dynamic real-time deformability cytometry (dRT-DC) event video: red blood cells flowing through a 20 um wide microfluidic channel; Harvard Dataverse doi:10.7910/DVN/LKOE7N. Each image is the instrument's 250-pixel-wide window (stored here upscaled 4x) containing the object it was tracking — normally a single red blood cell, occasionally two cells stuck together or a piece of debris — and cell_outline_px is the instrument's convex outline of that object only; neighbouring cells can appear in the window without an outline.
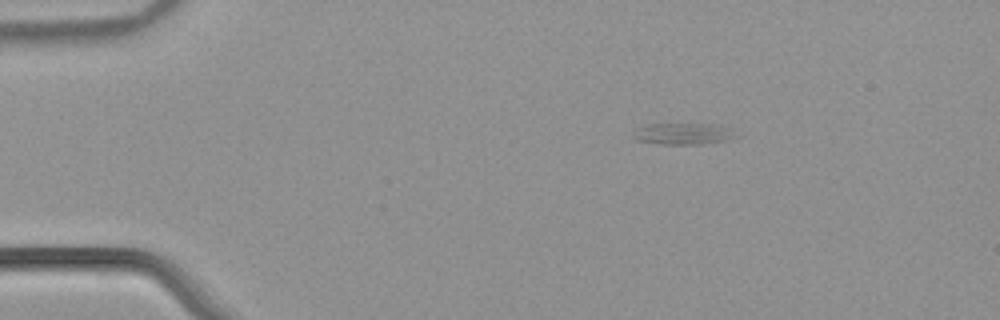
{"species": "common noctule bat (a hibernating species)", "species_latin": "Nyctalus noctula", "temperature_condition": "warm", "stored_images_in_passage": 46, "camera_frame_rate_fps": 3000, "um_per_image_px": 0.085, "animal": {"sex": "male", "body_mass_g": 21.5, "forearm_length_mm": 52.0}, "frame": {"image": 1, "passage_image": 1, "time_ms": 0.0, "image_size_px": [1000, 320], "cell_outline_px": [[740, 136], [728, 140], [704, 144], [656, 144], [636, 140], [632, 136], [632, 132], [640, 128], [652, 124], [716, 124], [732, 128]], "centroid_in_image_um": [58.16, 11.38], "position_along_channel_um": 26.8, "area_um2": 13.06}}
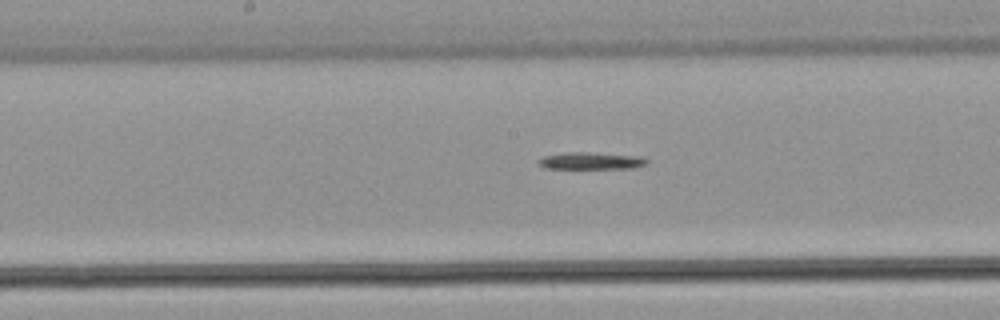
{"frame": {"image": 2, "passage_image": 20, "time_ms": 6.333, "image_size_px": [1000, 320], "cell_outline_px": [[648, 160], [644, 164], [632, 168], [544, 168], [536, 160], [544, 156], [564, 152], [588, 152], [640, 156]], "centroid_in_image_um": [50.19, 13.66], "position_along_channel_um": 198.0, "area_um2": 10.64}}
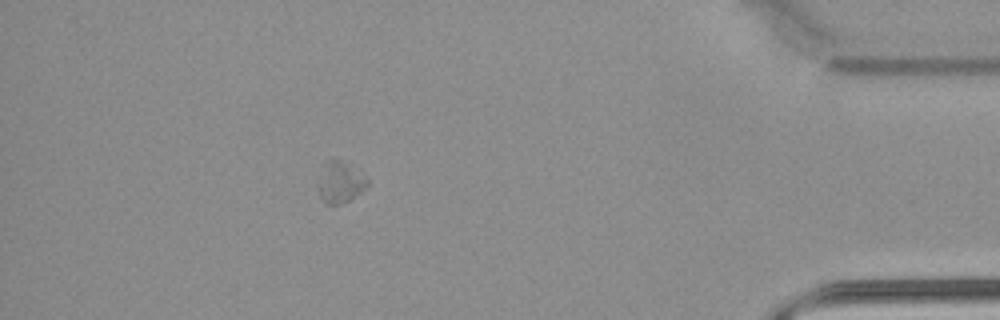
{"frame": {"image": 3, "passage_image": 40, "time_ms": 13.0, "image_size_px": [1000, 320], "cell_outline_px": [[368, 184], [364, 188], [348, 200], [340, 204], [324, 204], [320, 196], [320, 188], [324, 160], [332, 156], [340, 160], [368, 180]], "centroid_in_image_um": [28.87, 15.47], "position_along_channel_um": 406.3, "area_um2": 11.16}, "authors_computed_cell_mechanics": {"area_um2": 11.2999, "velocity_mm_per_s": 3.8503, "shape_relaxation_time_tau1_ms": 6.8255, "shape_relaxation_time_tau2_ms": null, "deformation_change_tau1": 0.1242, "deformation_change_tau2": null}}